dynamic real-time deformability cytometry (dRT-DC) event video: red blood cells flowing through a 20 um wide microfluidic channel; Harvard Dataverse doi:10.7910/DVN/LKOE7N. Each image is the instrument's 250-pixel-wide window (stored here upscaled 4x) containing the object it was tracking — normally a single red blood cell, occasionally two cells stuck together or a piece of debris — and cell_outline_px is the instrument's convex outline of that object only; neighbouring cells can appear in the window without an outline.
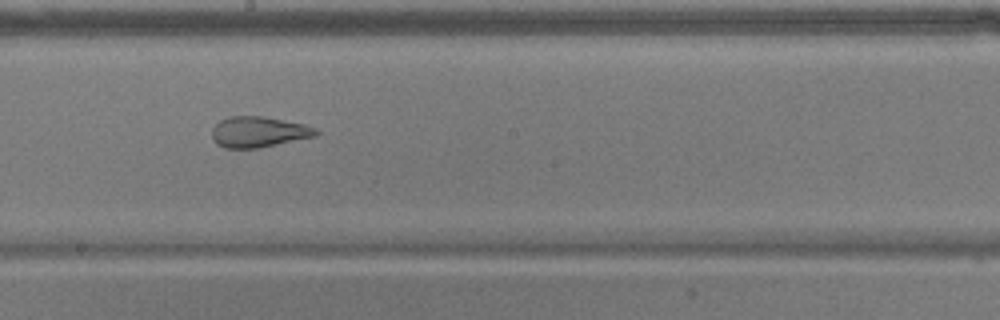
{"species": "common noctule bat (a hibernating species)", "species_latin": "Nyctalus noctula", "temperature_condition": "warm", "stored_images_in_passage": 55, "camera_frame_rate_fps": 3000, "um_per_image_px": 0.085, "animal": {"sex": "male", "body_mass_g": 17.9}, "frame": {"image": 1, "passage_image": 30, "time_ms": 9.667, "image_size_px": [1000, 320], "cell_outline_px": [[320, 132], [316, 136], [256, 148], [224, 148], [216, 144], [212, 136], [212, 128], [220, 120], [228, 116], [264, 116], [304, 124], [316, 128]], "centroid_in_image_um": [21.97, 11.2], "position_along_channel_um": 226.2, "area_um2": 18.61}}
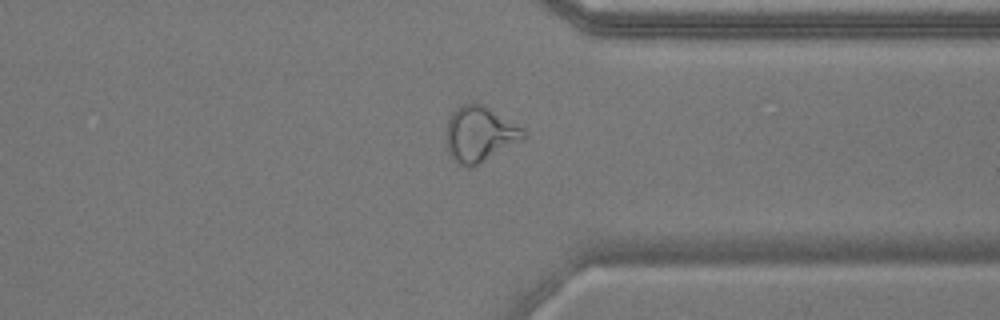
{"frame": {"image": 2, "passage_image": 42, "time_ms": 13.667, "image_size_px": [1000, 320], "cell_outline_px": [[528, 136], [524, 140], [468, 168], [460, 164], [448, 152], [448, 120], [452, 112], [460, 104], [484, 104], [524, 128], [528, 132]], "centroid_in_image_um": [40.85, 11.37], "position_along_channel_um": 370.6, "area_um2": 24.68}}
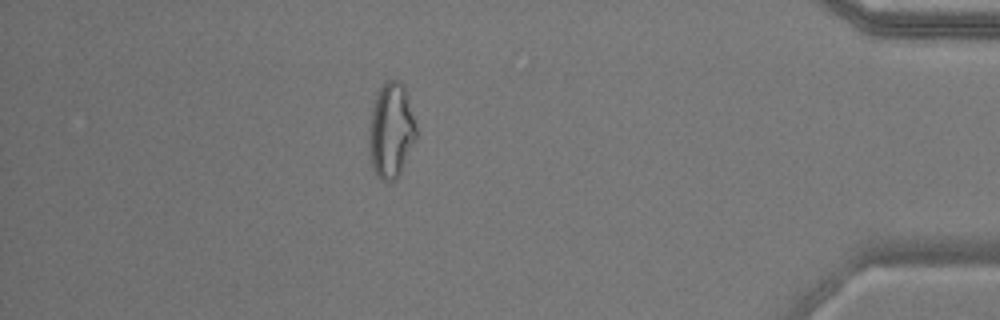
{"frame": {"image": 3, "passage_image": 48, "time_ms": 15.667, "image_size_px": [1000, 320], "cell_outline_px": [[416, 140], [400, 176], [396, 180], [388, 184], [380, 180], [372, 164], [368, 144], [372, 112], [376, 96], [384, 80], [400, 80], [404, 88], [416, 128]], "centroid_in_image_um": [33.25, 11.17], "position_along_channel_um": 402.0, "area_um2": 26.01}, "authors_computed_cell_mechanics": {"area_um2": 24.7962, "velocity_mm_per_s": 3.6688, "shape_relaxation_time_tau1_ms": null, "shape_relaxation_time_tau2_ms": 1.6701, "deformation_change_tau1": null, "deformation_change_tau2": 0.1121}}